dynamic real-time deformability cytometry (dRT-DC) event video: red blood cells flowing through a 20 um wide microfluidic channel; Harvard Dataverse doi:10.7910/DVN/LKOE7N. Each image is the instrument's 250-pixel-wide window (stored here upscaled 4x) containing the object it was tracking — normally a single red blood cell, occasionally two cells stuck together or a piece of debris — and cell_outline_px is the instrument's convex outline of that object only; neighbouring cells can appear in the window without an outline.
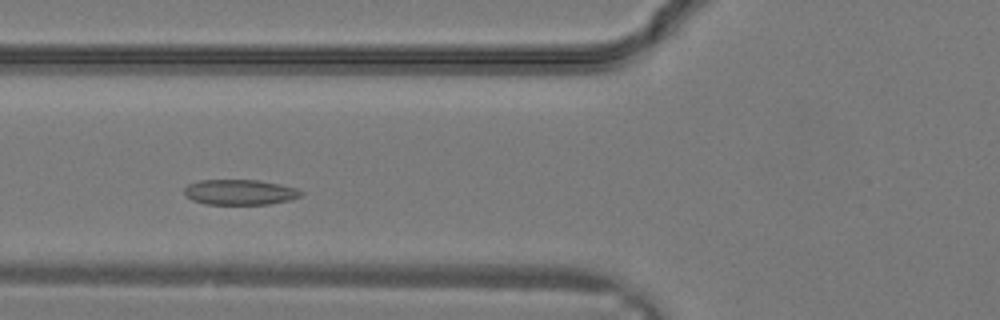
{"species": "common noctule bat (a hibernating species)", "species_latin": "Nyctalus noctula", "temperature_condition": "warm", "stored_images_in_passage": 26, "camera_frame_rate_fps": 3000, "um_per_image_px": 0.085, "animal": {"sex": "male", "body_mass_g": 19.2, "forearm_length_mm": 51.8}, "frame": {"image": 1, "passage_image": 7, "time_ms": 2.0, "image_size_px": [1000, 320], "cell_outline_px": [[304, 192], [300, 196], [288, 200], [268, 204], [204, 204], [192, 200], [184, 192], [184, 188], [188, 184], [200, 180], [260, 180], [280, 184], [296, 188]], "centroid_in_image_um": [20.38, 16.33], "position_along_channel_um": 105.4, "area_um2": 17.17}}
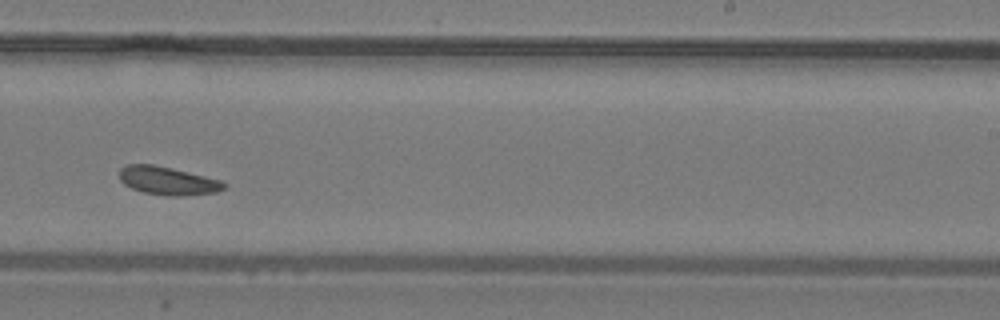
{"frame": {"image": 2, "passage_image": 15, "time_ms": 4.667, "image_size_px": [1000, 320], "cell_outline_px": [[228, 184], [224, 188], [216, 192], [180, 196], [168, 196], [144, 192], [132, 188], [124, 184], [120, 180], [120, 168], [128, 164], [152, 164], [172, 168], [220, 180]], "centroid_in_image_um": [14.25, 15.36], "position_along_channel_um": 274.8, "area_um2": 17.05}}
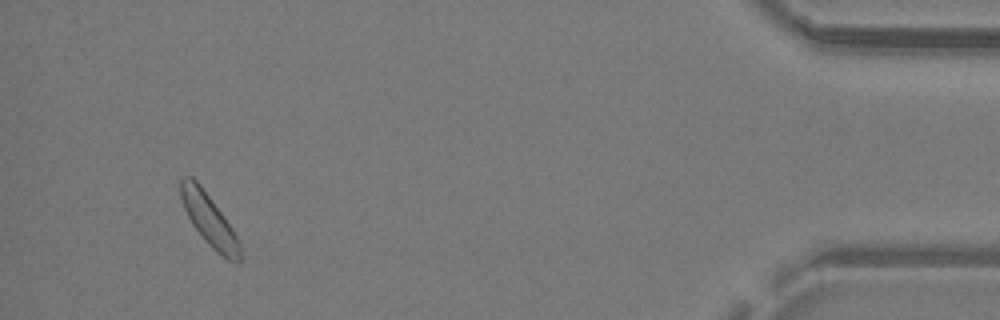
{"frame": {"image": 3, "passage_image": 25, "time_ms": 8.0, "image_size_px": [1000, 320], "cell_outline_px": [[240, 264], [236, 264], [228, 260], [216, 252], [204, 240], [192, 224], [184, 208], [180, 196], [180, 176], [192, 176], [200, 184], [224, 216], [240, 240]], "centroid_in_image_um": [17.78, 18.7], "position_along_channel_um": 417.4, "area_um2": 18.03}}